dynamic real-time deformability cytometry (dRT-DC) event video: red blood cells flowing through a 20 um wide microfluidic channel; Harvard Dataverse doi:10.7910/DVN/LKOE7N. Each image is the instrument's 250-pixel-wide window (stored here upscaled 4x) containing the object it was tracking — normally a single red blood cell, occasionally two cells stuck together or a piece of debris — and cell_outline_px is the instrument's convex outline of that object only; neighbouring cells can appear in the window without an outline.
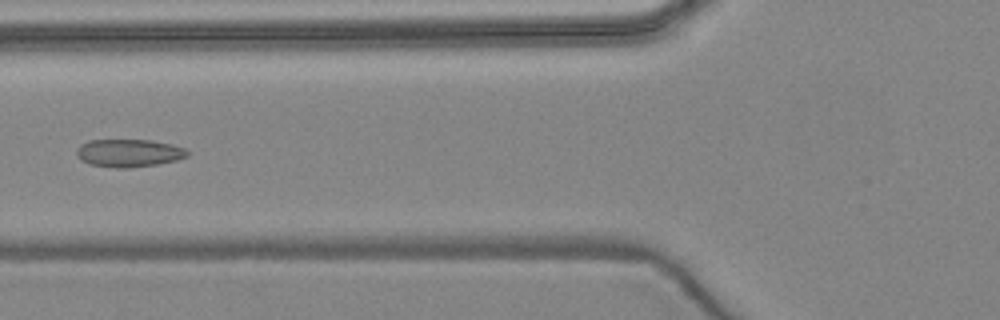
{"species": "common noctule bat (a hibernating species)", "species_latin": "Nyctalus noctula", "temperature_condition": "warm", "stored_images_in_passage": 7, "camera_frame_rate_fps": 3000, "um_per_image_px": 0.085, "animal": {"sex": "female", "body_mass_g": 24.6, "forearm_length_mm": 56.2}, "frame": {"image": 1, "passage_image": 6, "time_ms": 6.0, "image_size_px": [1000, 320], "cell_outline_px": [[188, 156], [176, 160], [156, 164], [128, 168], [116, 168], [88, 164], [80, 160], [76, 152], [76, 148], [80, 144], [88, 140], [152, 140], [172, 144], [184, 148], [188, 152]], "centroid_in_image_um": [10.91, 13.0], "position_along_channel_um": 114.9, "area_um2": 18.03}}
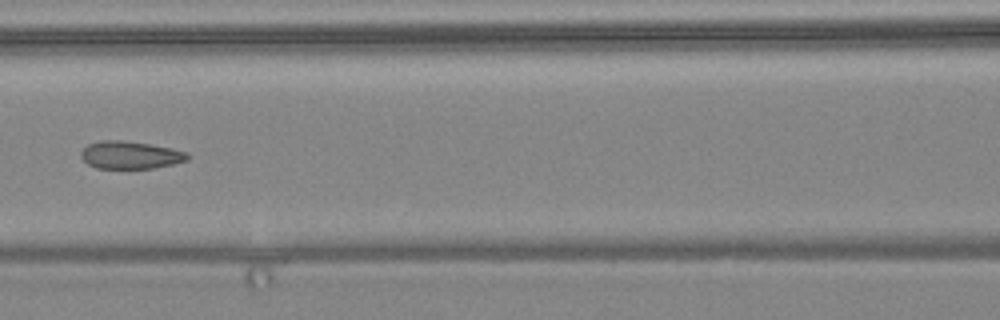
{"frame": {"image": 2, "passage_image": 7, "time_ms": 7.0, "image_size_px": [1000, 320], "cell_outline_px": [[188, 160], [172, 164], [152, 168], [96, 168], [88, 164], [80, 156], [80, 152], [88, 144], [100, 140], [124, 140], [172, 148], [188, 152]], "centroid_in_image_um": [11.06, 13.17], "position_along_channel_um": 155.5, "area_um2": 17.11}}